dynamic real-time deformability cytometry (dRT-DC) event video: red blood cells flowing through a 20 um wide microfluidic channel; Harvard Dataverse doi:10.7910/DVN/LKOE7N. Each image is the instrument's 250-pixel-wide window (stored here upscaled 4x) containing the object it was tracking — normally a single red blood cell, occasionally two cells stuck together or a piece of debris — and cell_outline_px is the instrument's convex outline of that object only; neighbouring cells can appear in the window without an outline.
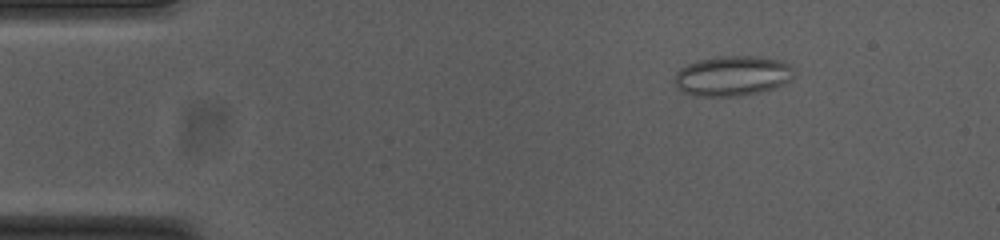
{"species": "common noctule bat (a hibernating species)", "species_latin": "Nyctalus noctula", "temperature_condition": "cold", "stored_images_in_passage": 28, "camera_frame_rate_fps": 3000, "um_per_image_px": 0.085, "animal": {"sex": "female", "body_mass_g": 23.0, "forearm_length_mm": 53.4}, "frame": {"image": 1, "passage_image": 8, "time_ms": 2.333, "image_size_px": [1000, 240], "cell_outline_px": [[792, 80], [784, 84], [760, 92], [740, 96], [696, 96], [680, 92], [672, 80], [676, 72], [680, 68], [696, 60], [716, 56], [760, 56], [784, 60], [792, 68]], "centroid_in_image_um": [62.21, 6.44], "position_along_channel_um": 22.8, "area_um2": 28.38}}
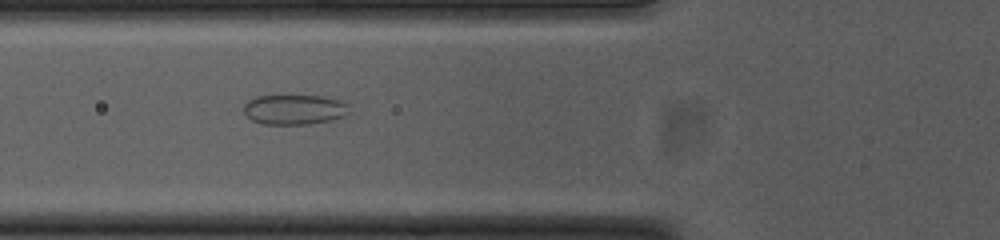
{"frame": {"image": 2, "passage_image": 20, "time_ms": 6.333, "image_size_px": [1000, 240], "cell_outline_px": [[348, 116], [332, 120], [308, 124], [264, 124], [252, 120], [244, 112], [244, 104], [248, 100], [256, 96], [320, 96], [340, 100], [348, 104]], "centroid_in_image_um": [25.04, 9.31], "position_along_channel_um": 100.8, "area_um2": 18.44}}
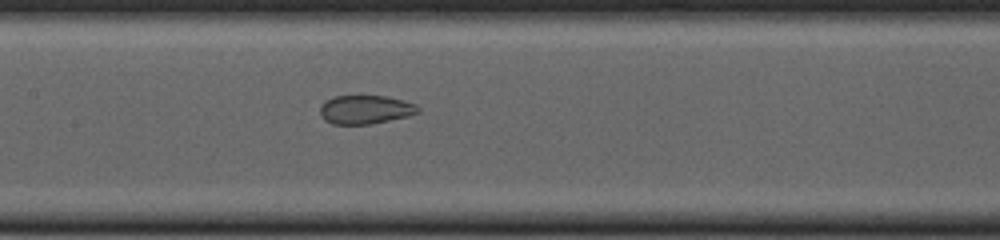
{"frame": {"image": 3, "passage_image": 26, "time_ms": 8.333, "image_size_px": [1000, 240], "cell_outline_px": [[420, 112], [408, 116], [368, 124], [332, 124], [324, 120], [320, 116], [320, 104], [324, 100], [332, 96], [388, 96], [416, 104], [420, 108]], "centroid_in_image_um": [31.02, 9.3], "position_along_channel_um": 176.4, "area_um2": 16.53}}